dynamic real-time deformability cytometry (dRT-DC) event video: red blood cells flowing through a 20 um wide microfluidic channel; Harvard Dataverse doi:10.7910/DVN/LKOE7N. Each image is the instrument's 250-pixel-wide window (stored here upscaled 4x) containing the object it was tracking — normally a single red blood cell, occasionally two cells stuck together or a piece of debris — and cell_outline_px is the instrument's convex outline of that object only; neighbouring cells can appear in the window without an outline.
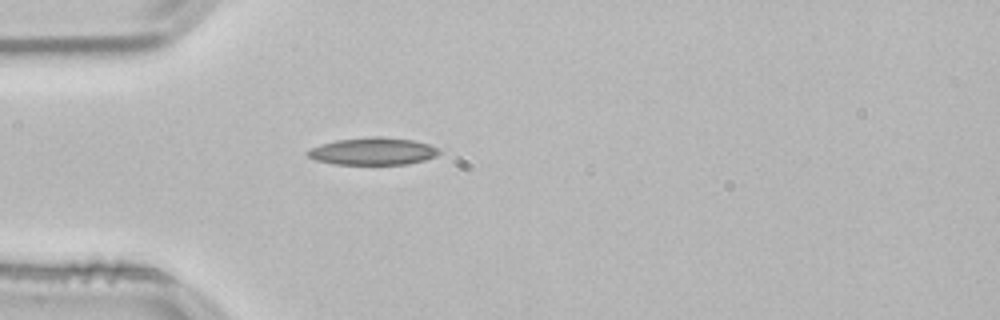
{"species": "common noctule bat (a hibernating species)", "species_latin": "Nyctalus noctula", "temperature_condition": "room temperature", "stored_images_in_passage": 39, "camera_frame_rate_fps": 3000, "um_per_image_px": 0.085, "animal": {"sex": "male", "body_mass_g": 21.5, "forearm_length_mm": 52.0}, "frame": {"image": 1, "passage_image": 1, "time_ms": 0.0, "image_size_px": [1000, 320], "cell_outline_px": [[440, 152], [436, 156], [424, 160], [404, 164], [332, 164], [316, 160], [308, 156], [308, 152], [312, 148], [320, 144], [336, 140], [368, 136], [380, 136], [412, 140], [428, 144], [436, 148]], "centroid_in_image_um": [31.68, 12.85], "position_along_channel_um": 53.3, "area_um2": 20.75}}
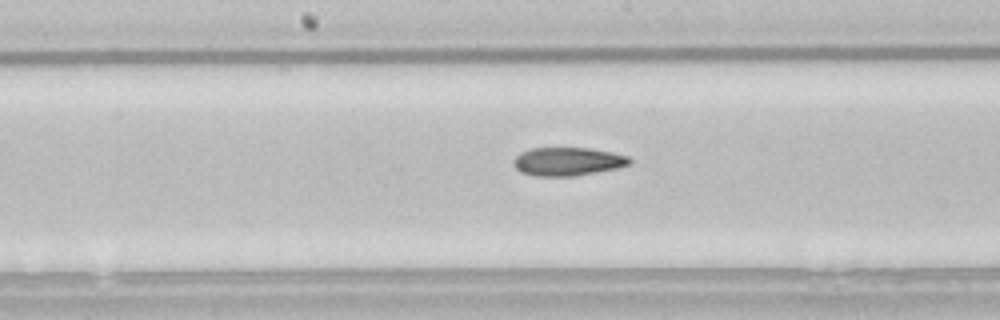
{"frame": {"image": 2, "passage_image": 13, "time_ms": 4.0, "image_size_px": [1000, 320], "cell_outline_px": [[632, 164], [616, 168], [576, 176], [536, 176], [520, 172], [512, 164], [512, 160], [520, 152], [532, 148], [588, 148], [612, 152], [628, 156], [632, 160]], "centroid_in_image_um": [48.24, 13.73], "position_along_channel_um": 200.0, "area_um2": 19.31}}
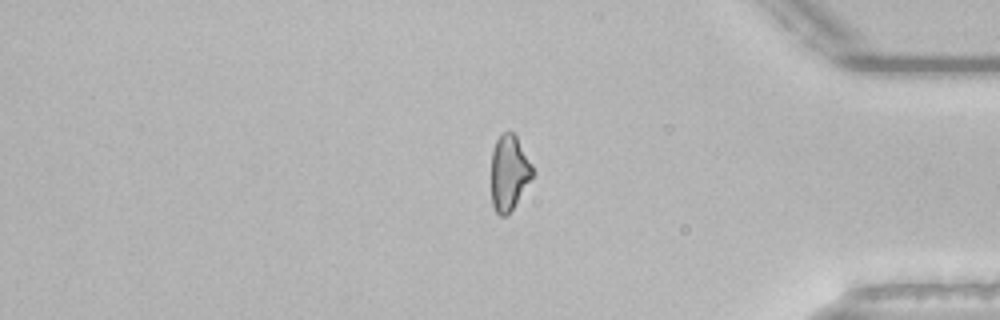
{"frame": {"image": 3, "passage_image": 30, "time_ms": 9.667, "image_size_px": [1000, 320], "cell_outline_px": [[536, 172], [512, 208], [504, 216], [500, 216], [496, 212], [492, 204], [492, 152], [496, 140], [500, 132], [512, 132], [516, 136], [532, 164]], "centroid_in_image_um": [43.28, 14.64], "position_along_channel_um": 391.9, "area_um2": 17.98}, "authors_computed_cell_mechanics": {"area_um2": 19.3052, "velocity_mm_per_s": 3.8427, "shape_relaxation_time_tau1_ms": 10.6435, "shape_relaxation_time_tau2_ms": 5.5253, "deformation_change_tau1": 0.218, "deformation_change_tau2": 0.1563}}